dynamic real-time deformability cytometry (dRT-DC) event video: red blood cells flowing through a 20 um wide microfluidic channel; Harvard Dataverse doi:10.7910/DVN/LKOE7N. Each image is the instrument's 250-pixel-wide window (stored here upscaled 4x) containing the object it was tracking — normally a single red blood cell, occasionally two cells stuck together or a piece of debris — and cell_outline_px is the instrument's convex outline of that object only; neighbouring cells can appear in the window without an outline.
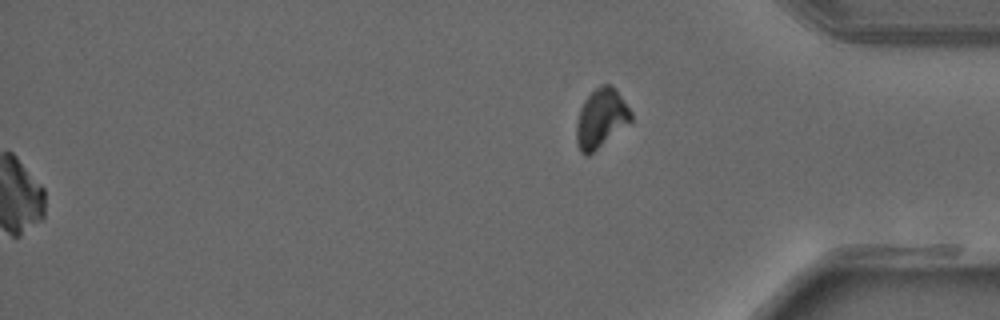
{"species": "common noctule bat (a hibernating species)", "species_latin": "Nyctalus noctula", "temperature_condition": "warm", "stored_images_in_passage": 40, "camera_frame_rate_fps": 3000, "um_per_image_px": 0.085, "animal": {"sex": "male", "forearm_length_mm": 52.5}, "frame": {"image": 1, "passage_image": 40, "time_ms": 13.0, "image_size_px": [1000, 320], "cell_outline_px": [[632, 120], [588, 156], [584, 156], [580, 152], [576, 140], [576, 124], [580, 108], [584, 100], [600, 84], [612, 84], [632, 112]], "centroid_in_image_um": [51.07, 10.05], "position_along_channel_um": 384.1, "area_um2": 18.61}}